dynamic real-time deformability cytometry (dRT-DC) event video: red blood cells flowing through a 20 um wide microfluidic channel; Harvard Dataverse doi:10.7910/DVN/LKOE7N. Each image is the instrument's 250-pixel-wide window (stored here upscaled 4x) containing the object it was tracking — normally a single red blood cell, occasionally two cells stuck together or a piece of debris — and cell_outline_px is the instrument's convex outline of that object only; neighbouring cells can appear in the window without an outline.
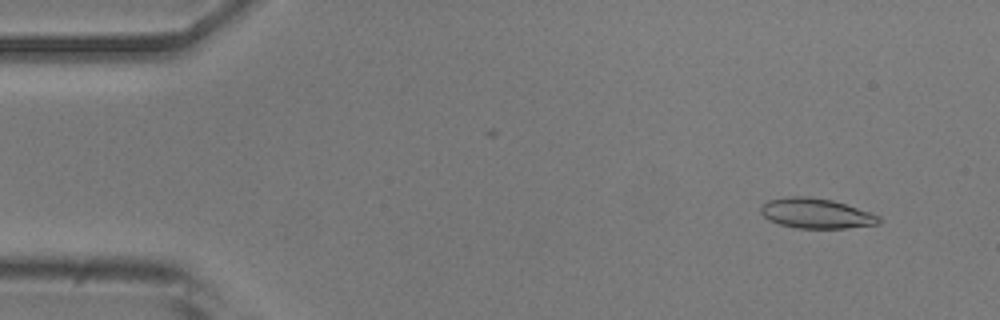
{"species": "common noctule bat (a hibernating species)", "species_latin": "Nyctalus noctula", "temperature_condition": "room temperature", "stored_images_in_passage": 5, "camera_frame_rate_fps": 3000, "um_per_image_px": 0.085, "animal": {"sex": "male", "body_mass_g": 20.5, "forearm_length_mm": 52.5}, "frame": {"image": 1, "passage_image": 2, "time_ms": 0.333, "image_size_px": [1000, 320], "cell_outline_px": [[880, 224], [844, 228], [796, 228], [780, 224], [768, 220], [760, 212], [760, 208], [768, 200], [788, 196], [808, 196], [832, 200], [880, 216]], "centroid_in_image_um": [69.34, 18.14], "position_along_channel_um": 15.7, "area_um2": 20.52}}
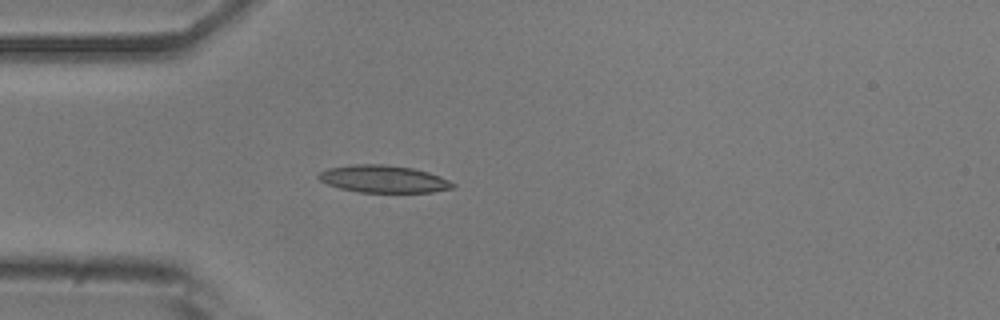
{"frame": {"image": 2, "passage_image": 5, "time_ms": 1.333, "image_size_px": [1000, 320], "cell_outline_px": [[456, 188], [432, 192], [360, 192], [340, 188], [328, 184], [320, 180], [316, 176], [320, 172], [328, 168], [352, 164], [384, 164], [412, 168], [428, 172], [440, 176], [456, 184]], "centroid_in_image_um": [32.61, 15.21], "position_along_channel_um": 52.4, "area_um2": 21.39}}